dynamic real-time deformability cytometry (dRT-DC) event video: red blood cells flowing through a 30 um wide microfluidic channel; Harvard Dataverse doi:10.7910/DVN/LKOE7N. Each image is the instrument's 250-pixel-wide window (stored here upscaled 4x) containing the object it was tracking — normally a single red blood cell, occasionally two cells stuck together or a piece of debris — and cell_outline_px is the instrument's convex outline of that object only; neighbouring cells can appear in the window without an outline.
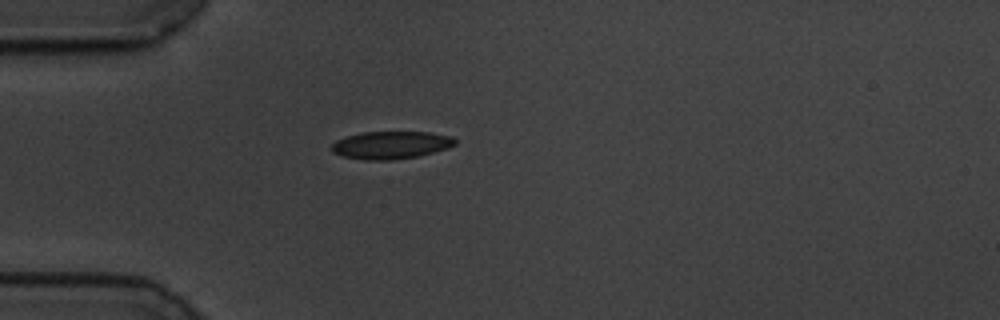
{"species": "common noctule bat (a hibernating species)", "species_latin": "Nyctalus noctula", "temperature_condition": "cold", "stored_images_in_passage": 42, "camera_frame_rate_fps": 3000, "um_per_image_px": 0.085, "animal": {"sex": "male", "body_mass_g": 19.5, "forearm_length_mm": 54.6}, "frame": {"image": 1, "passage_image": 1, "time_ms": 0.0, "image_size_px": [1000, 320], "cell_outline_px": [[456, 144], [448, 148], [416, 156], [392, 160], [364, 160], [340, 156], [332, 152], [332, 144], [336, 140], [348, 136], [364, 132], [428, 132], [452, 136], [456, 140]], "centroid_in_image_um": [33.21, 12.33], "position_along_channel_um": 51.8, "area_um2": 19.83}}
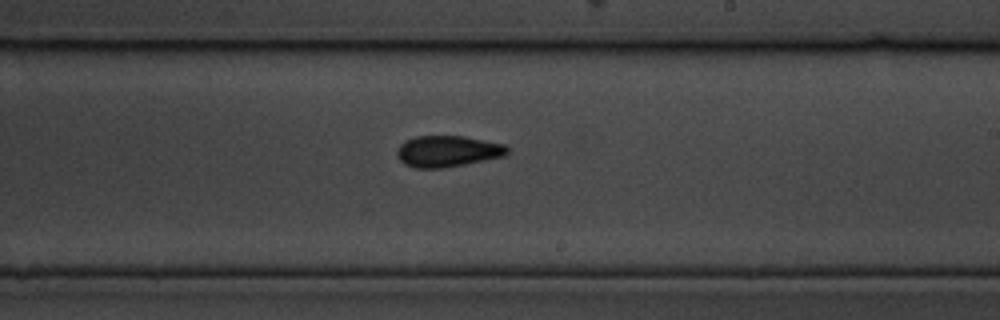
{"frame": {"image": 2, "passage_image": 19, "time_ms": 6.0, "image_size_px": [1000, 320], "cell_outline_px": [[508, 152], [504, 156], [444, 168], [416, 168], [404, 164], [396, 156], [396, 152], [400, 144], [404, 140], [416, 136], [464, 136], [504, 144], [508, 148]], "centroid_in_image_um": [38.0, 12.85], "position_along_channel_um": 251.0, "area_um2": 20.11}}
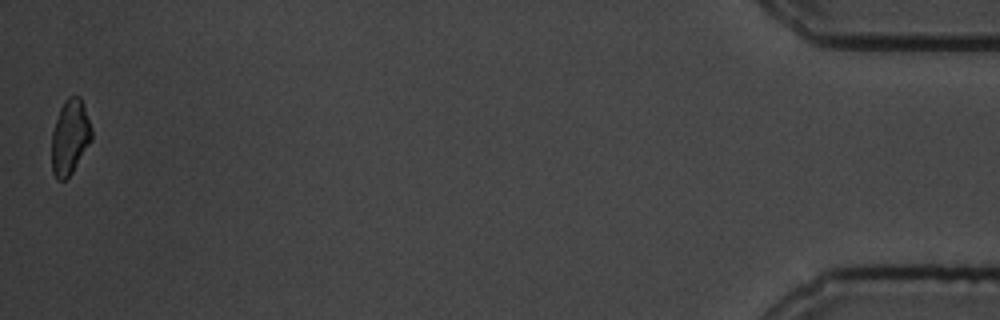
{"frame": {"image": 3, "passage_image": 42, "time_ms": 13.667, "image_size_px": [1000, 320], "cell_outline_px": [[92, 140], [72, 172], [64, 180], [56, 180], [52, 172], [52, 132], [60, 108], [64, 100], [68, 96], [80, 96], [92, 128]], "centroid_in_image_um": [5.94, 11.65], "position_along_channel_um": 429.3, "area_um2": 17.4}, "authors_computed_cell_mechanics": {"area_um2": 19.4497, "velocity_mm_per_s": 3.4992, "shape_relaxation_time_tau1_ms": 3.6317, "shape_relaxation_time_tau2_ms": 3.6607, "deformation_change_tau1": 0.0841, "deformation_change_tau2": 0.0867}}